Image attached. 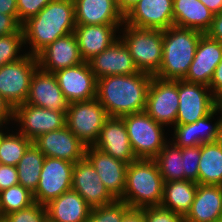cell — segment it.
Returning a JSON list of instances; mask_svg holds the SVG:
<instances>
[{
    "label": "cell",
    "instance_id": "obj_1",
    "mask_svg": "<svg viewBox=\"0 0 222 222\" xmlns=\"http://www.w3.org/2000/svg\"><path fill=\"white\" fill-rule=\"evenodd\" d=\"M151 74L138 71L131 75L105 76L97 80L96 99L109 117H122L145 110Z\"/></svg>",
    "mask_w": 222,
    "mask_h": 222
},
{
    "label": "cell",
    "instance_id": "obj_2",
    "mask_svg": "<svg viewBox=\"0 0 222 222\" xmlns=\"http://www.w3.org/2000/svg\"><path fill=\"white\" fill-rule=\"evenodd\" d=\"M76 26L74 0H51L37 15L22 24L27 54L37 56L60 37L74 32Z\"/></svg>",
    "mask_w": 222,
    "mask_h": 222
},
{
    "label": "cell",
    "instance_id": "obj_3",
    "mask_svg": "<svg viewBox=\"0 0 222 222\" xmlns=\"http://www.w3.org/2000/svg\"><path fill=\"white\" fill-rule=\"evenodd\" d=\"M204 33L177 26L163 30L162 62L154 75L164 80H182L191 65Z\"/></svg>",
    "mask_w": 222,
    "mask_h": 222
},
{
    "label": "cell",
    "instance_id": "obj_4",
    "mask_svg": "<svg viewBox=\"0 0 222 222\" xmlns=\"http://www.w3.org/2000/svg\"><path fill=\"white\" fill-rule=\"evenodd\" d=\"M164 180L154 159H137L127 166L123 197L131 209L160 206Z\"/></svg>",
    "mask_w": 222,
    "mask_h": 222
},
{
    "label": "cell",
    "instance_id": "obj_5",
    "mask_svg": "<svg viewBox=\"0 0 222 222\" xmlns=\"http://www.w3.org/2000/svg\"><path fill=\"white\" fill-rule=\"evenodd\" d=\"M123 26L120 38L129 49L135 67L154 76L162 62L163 30Z\"/></svg>",
    "mask_w": 222,
    "mask_h": 222
},
{
    "label": "cell",
    "instance_id": "obj_6",
    "mask_svg": "<svg viewBox=\"0 0 222 222\" xmlns=\"http://www.w3.org/2000/svg\"><path fill=\"white\" fill-rule=\"evenodd\" d=\"M126 125L132 150L137 159H154L164 148L163 125L157 123L145 111L121 117Z\"/></svg>",
    "mask_w": 222,
    "mask_h": 222
},
{
    "label": "cell",
    "instance_id": "obj_7",
    "mask_svg": "<svg viewBox=\"0 0 222 222\" xmlns=\"http://www.w3.org/2000/svg\"><path fill=\"white\" fill-rule=\"evenodd\" d=\"M108 118L97 99L71 102L66 110V126L86 147L94 146Z\"/></svg>",
    "mask_w": 222,
    "mask_h": 222
},
{
    "label": "cell",
    "instance_id": "obj_8",
    "mask_svg": "<svg viewBox=\"0 0 222 222\" xmlns=\"http://www.w3.org/2000/svg\"><path fill=\"white\" fill-rule=\"evenodd\" d=\"M37 67V56L31 54L0 67V95L13 109L25 103L31 77Z\"/></svg>",
    "mask_w": 222,
    "mask_h": 222
},
{
    "label": "cell",
    "instance_id": "obj_9",
    "mask_svg": "<svg viewBox=\"0 0 222 222\" xmlns=\"http://www.w3.org/2000/svg\"><path fill=\"white\" fill-rule=\"evenodd\" d=\"M178 108V80H164L152 76L144 111L163 126H175Z\"/></svg>",
    "mask_w": 222,
    "mask_h": 222
},
{
    "label": "cell",
    "instance_id": "obj_10",
    "mask_svg": "<svg viewBox=\"0 0 222 222\" xmlns=\"http://www.w3.org/2000/svg\"><path fill=\"white\" fill-rule=\"evenodd\" d=\"M74 163L45 157L38 186L33 193L34 201L46 205L64 192L72 189Z\"/></svg>",
    "mask_w": 222,
    "mask_h": 222
},
{
    "label": "cell",
    "instance_id": "obj_11",
    "mask_svg": "<svg viewBox=\"0 0 222 222\" xmlns=\"http://www.w3.org/2000/svg\"><path fill=\"white\" fill-rule=\"evenodd\" d=\"M178 95L179 108L175 125L194 123L216 108V98L208 86L178 80Z\"/></svg>",
    "mask_w": 222,
    "mask_h": 222
},
{
    "label": "cell",
    "instance_id": "obj_12",
    "mask_svg": "<svg viewBox=\"0 0 222 222\" xmlns=\"http://www.w3.org/2000/svg\"><path fill=\"white\" fill-rule=\"evenodd\" d=\"M13 120L21 126L19 133L33 141L41 134L66 126V112L23 103L14 108Z\"/></svg>",
    "mask_w": 222,
    "mask_h": 222
},
{
    "label": "cell",
    "instance_id": "obj_13",
    "mask_svg": "<svg viewBox=\"0 0 222 222\" xmlns=\"http://www.w3.org/2000/svg\"><path fill=\"white\" fill-rule=\"evenodd\" d=\"M54 75L69 103L96 99L97 79L88 62L60 69Z\"/></svg>",
    "mask_w": 222,
    "mask_h": 222
},
{
    "label": "cell",
    "instance_id": "obj_14",
    "mask_svg": "<svg viewBox=\"0 0 222 222\" xmlns=\"http://www.w3.org/2000/svg\"><path fill=\"white\" fill-rule=\"evenodd\" d=\"M124 24L137 28L168 29L174 26L173 0H139L124 15Z\"/></svg>",
    "mask_w": 222,
    "mask_h": 222
},
{
    "label": "cell",
    "instance_id": "obj_15",
    "mask_svg": "<svg viewBox=\"0 0 222 222\" xmlns=\"http://www.w3.org/2000/svg\"><path fill=\"white\" fill-rule=\"evenodd\" d=\"M72 190L76 191L91 208L104 206L116 200L85 157L74 163Z\"/></svg>",
    "mask_w": 222,
    "mask_h": 222
},
{
    "label": "cell",
    "instance_id": "obj_16",
    "mask_svg": "<svg viewBox=\"0 0 222 222\" xmlns=\"http://www.w3.org/2000/svg\"><path fill=\"white\" fill-rule=\"evenodd\" d=\"M34 145L45 155L75 163L85 157L86 146L67 127L39 135Z\"/></svg>",
    "mask_w": 222,
    "mask_h": 222
},
{
    "label": "cell",
    "instance_id": "obj_17",
    "mask_svg": "<svg viewBox=\"0 0 222 222\" xmlns=\"http://www.w3.org/2000/svg\"><path fill=\"white\" fill-rule=\"evenodd\" d=\"M85 158L96 169L109 193L116 200H120L123 197L126 186L128 164L122 160L113 158L111 155L94 146L86 147Z\"/></svg>",
    "mask_w": 222,
    "mask_h": 222
},
{
    "label": "cell",
    "instance_id": "obj_18",
    "mask_svg": "<svg viewBox=\"0 0 222 222\" xmlns=\"http://www.w3.org/2000/svg\"><path fill=\"white\" fill-rule=\"evenodd\" d=\"M25 103L57 112H66L69 106L54 73L44 71L39 66L31 77Z\"/></svg>",
    "mask_w": 222,
    "mask_h": 222
},
{
    "label": "cell",
    "instance_id": "obj_19",
    "mask_svg": "<svg viewBox=\"0 0 222 222\" xmlns=\"http://www.w3.org/2000/svg\"><path fill=\"white\" fill-rule=\"evenodd\" d=\"M88 63L97 80L105 76L131 75L138 72L129 49L120 37Z\"/></svg>",
    "mask_w": 222,
    "mask_h": 222
},
{
    "label": "cell",
    "instance_id": "obj_20",
    "mask_svg": "<svg viewBox=\"0 0 222 222\" xmlns=\"http://www.w3.org/2000/svg\"><path fill=\"white\" fill-rule=\"evenodd\" d=\"M221 60L222 43L203 34L198 42L194 59L182 80L209 87L215 68Z\"/></svg>",
    "mask_w": 222,
    "mask_h": 222
},
{
    "label": "cell",
    "instance_id": "obj_21",
    "mask_svg": "<svg viewBox=\"0 0 222 222\" xmlns=\"http://www.w3.org/2000/svg\"><path fill=\"white\" fill-rule=\"evenodd\" d=\"M37 59L38 66L51 73L85 62L74 32L50 43L37 55Z\"/></svg>",
    "mask_w": 222,
    "mask_h": 222
},
{
    "label": "cell",
    "instance_id": "obj_22",
    "mask_svg": "<svg viewBox=\"0 0 222 222\" xmlns=\"http://www.w3.org/2000/svg\"><path fill=\"white\" fill-rule=\"evenodd\" d=\"M94 147L127 164L137 160L121 117H109L105 121Z\"/></svg>",
    "mask_w": 222,
    "mask_h": 222
},
{
    "label": "cell",
    "instance_id": "obj_23",
    "mask_svg": "<svg viewBox=\"0 0 222 222\" xmlns=\"http://www.w3.org/2000/svg\"><path fill=\"white\" fill-rule=\"evenodd\" d=\"M122 25H76L74 35L83 60L88 62L116 41L119 38L116 37V31Z\"/></svg>",
    "mask_w": 222,
    "mask_h": 222
},
{
    "label": "cell",
    "instance_id": "obj_24",
    "mask_svg": "<svg viewBox=\"0 0 222 222\" xmlns=\"http://www.w3.org/2000/svg\"><path fill=\"white\" fill-rule=\"evenodd\" d=\"M76 25L124 24L117 0H74Z\"/></svg>",
    "mask_w": 222,
    "mask_h": 222
},
{
    "label": "cell",
    "instance_id": "obj_25",
    "mask_svg": "<svg viewBox=\"0 0 222 222\" xmlns=\"http://www.w3.org/2000/svg\"><path fill=\"white\" fill-rule=\"evenodd\" d=\"M222 219V186L198 184L184 222H219Z\"/></svg>",
    "mask_w": 222,
    "mask_h": 222
},
{
    "label": "cell",
    "instance_id": "obj_26",
    "mask_svg": "<svg viewBox=\"0 0 222 222\" xmlns=\"http://www.w3.org/2000/svg\"><path fill=\"white\" fill-rule=\"evenodd\" d=\"M219 112L215 108L209 115L197 120L194 123L175 125L173 143L180 147L198 146L204 143L216 142L217 134L222 123V117L216 121L212 126L210 120L214 118V114ZM175 141V142H174Z\"/></svg>",
    "mask_w": 222,
    "mask_h": 222
},
{
    "label": "cell",
    "instance_id": "obj_27",
    "mask_svg": "<svg viewBox=\"0 0 222 222\" xmlns=\"http://www.w3.org/2000/svg\"><path fill=\"white\" fill-rule=\"evenodd\" d=\"M45 206L47 217L53 222H86L92 209L72 189L51 200Z\"/></svg>",
    "mask_w": 222,
    "mask_h": 222
},
{
    "label": "cell",
    "instance_id": "obj_28",
    "mask_svg": "<svg viewBox=\"0 0 222 222\" xmlns=\"http://www.w3.org/2000/svg\"><path fill=\"white\" fill-rule=\"evenodd\" d=\"M214 14L200 0H173L174 26L206 33Z\"/></svg>",
    "mask_w": 222,
    "mask_h": 222
},
{
    "label": "cell",
    "instance_id": "obj_29",
    "mask_svg": "<svg viewBox=\"0 0 222 222\" xmlns=\"http://www.w3.org/2000/svg\"><path fill=\"white\" fill-rule=\"evenodd\" d=\"M197 186L198 184L191 180L164 182L160 206L185 217L194 201Z\"/></svg>",
    "mask_w": 222,
    "mask_h": 222
},
{
    "label": "cell",
    "instance_id": "obj_30",
    "mask_svg": "<svg viewBox=\"0 0 222 222\" xmlns=\"http://www.w3.org/2000/svg\"><path fill=\"white\" fill-rule=\"evenodd\" d=\"M198 184L222 186V148L216 142L201 145Z\"/></svg>",
    "mask_w": 222,
    "mask_h": 222
},
{
    "label": "cell",
    "instance_id": "obj_31",
    "mask_svg": "<svg viewBox=\"0 0 222 222\" xmlns=\"http://www.w3.org/2000/svg\"><path fill=\"white\" fill-rule=\"evenodd\" d=\"M45 155L32 143L17 164L19 184L34 193L40 179Z\"/></svg>",
    "mask_w": 222,
    "mask_h": 222
},
{
    "label": "cell",
    "instance_id": "obj_32",
    "mask_svg": "<svg viewBox=\"0 0 222 222\" xmlns=\"http://www.w3.org/2000/svg\"><path fill=\"white\" fill-rule=\"evenodd\" d=\"M154 160L164 182L184 180L182 151L173 142L168 141Z\"/></svg>",
    "mask_w": 222,
    "mask_h": 222
},
{
    "label": "cell",
    "instance_id": "obj_33",
    "mask_svg": "<svg viewBox=\"0 0 222 222\" xmlns=\"http://www.w3.org/2000/svg\"><path fill=\"white\" fill-rule=\"evenodd\" d=\"M32 140L21 133L3 135L0 141V164L17 166Z\"/></svg>",
    "mask_w": 222,
    "mask_h": 222
},
{
    "label": "cell",
    "instance_id": "obj_34",
    "mask_svg": "<svg viewBox=\"0 0 222 222\" xmlns=\"http://www.w3.org/2000/svg\"><path fill=\"white\" fill-rule=\"evenodd\" d=\"M33 193L18 184L0 191V221L8 214L33 204Z\"/></svg>",
    "mask_w": 222,
    "mask_h": 222
},
{
    "label": "cell",
    "instance_id": "obj_35",
    "mask_svg": "<svg viewBox=\"0 0 222 222\" xmlns=\"http://www.w3.org/2000/svg\"><path fill=\"white\" fill-rule=\"evenodd\" d=\"M131 208L122 200L92 208L86 222H122Z\"/></svg>",
    "mask_w": 222,
    "mask_h": 222
},
{
    "label": "cell",
    "instance_id": "obj_36",
    "mask_svg": "<svg viewBox=\"0 0 222 222\" xmlns=\"http://www.w3.org/2000/svg\"><path fill=\"white\" fill-rule=\"evenodd\" d=\"M23 44H25V40L22 28L16 33L0 36V67L26 56L27 53L23 55L17 54H20V49L23 47Z\"/></svg>",
    "mask_w": 222,
    "mask_h": 222
},
{
    "label": "cell",
    "instance_id": "obj_37",
    "mask_svg": "<svg viewBox=\"0 0 222 222\" xmlns=\"http://www.w3.org/2000/svg\"><path fill=\"white\" fill-rule=\"evenodd\" d=\"M47 218L46 206L34 202L26 208L6 215L0 222H44Z\"/></svg>",
    "mask_w": 222,
    "mask_h": 222
},
{
    "label": "cell",
    "instance_id": "obj_38",
    "mask_svg": "<svg viewBox=\"0 0 222 222\" xmlns=\"http://www.w3.org/2000/svg\"><path fill=\"white\" fill-rule=\"evenodd\" d=\"M184 165V180L195 181L198 184V169L201 156V145L181 148Z\"/></svg>",
    "mask_w": 222,
    "mask_h": 222
},
{
    "label": "cell",
    "instance_id": "obj_39",
    "mask_svg": "<svg viewBox=\"0 0 222 222\" xmlns=\"http://www.w3.org/2000/svg\"><path fill=\"white\" fill-rule=\"evenodd\" d=\"M145 222H184V217L161 206L145 207L139 209Z\"/></svg>",
    "mask_w": 222,
    "mask_h": 222
},
{
    "label": "cell",
    "instance_id": "obj_40",
    "mask_svg": "<svg viewBox=\"0 0 222 222\" xmlns=\"http://www.w3.org/2000/svg\"><path fill=\"white\" fill-rule=\"evenodd\" d=\"M51 0H16L18 21L23 24L37 15Z\"/></svg>",
    "mask_w": 222,
    "mask_h": 222
},
{
    "label": "cell",
    "instance_id": "obj_41",
    "mask_svg": "<svg viewBox=\"0 0 222 222\" xmlns=\"http://www.w3.org/2000/svg\"><path fill=\"white\" fill-rule=\"evenodd\" d=\"M18 184L17 167L0 164V191Z\"/></svg>",
    "mask_w": 222,
    "mask_h": 222
},
{
    "label": "cell",
    "instance_id": "obj_42",
    "mask_svg": "<svg viewBox=\"0 0 222 222\" xmlns=\"http://www.w3.org/2000/svg\"><path fill=\"white\" fill-rule=\"evenodd\" d=\"M22 28L18 21V15H6L0 13V36L16 33Z\"/></svg>",
    "mask_w": 222,
    "mask_h": 222
},
{
    "label": "cell",
    "instance_id": "obj_43",
    "mask_svg": "<svg viewBox=\"0 0 222 222\" xmlns=\"http://www.w3.org/2000/svg\"><path fill=\"white\" fill-rule=\"evenodd\" d=\"M205 34L222 43V12L214 15L211 26Z\"/></svg>",
    "mask_w": 222,
    "mask_h": 222
},
{
    "label": "cell",
    "instance_id": "obj_44",
    "mask_svg": "<svg viewBox=\"0 0 222 222\" xmlns=\"http://www.w3.org/2000/svg\"><path fill=\"white\" fill-rule=\"evenodd\" d=\"M209 88L215 98H217L222 93V60L215 68Z\"/></svg>",
    "mask_w": 222,
    "mask_h": 222
},
{
    "label": "cell",
    "instance_id": "obj_45",
    "mask_svg": "<svg viewBox=\"0 0 222 222\" xmlns=\"http://www.w3.org/2000/svg\"><path fill=\"white\" fill-rule=\"evenodd\" d=\"M14 109L12 106L0 95V125L13 120Z\"/></svg>",
    "mask_w": 222,
    "mask_h": 222
},
{
    "label": "cell",
    "instance_id": "obj_46",
    "mask_svg": "<svg viewBox=\"0 0 222 222\" xmlns=\"http://www.w3.org/2000/svg\"><path fill=\"white\" fill-rule=\"evenodd\" d=\"M0 13L6 15H18L16 0H0Z\"/></svg>",
    "mask_w": 222,
    "mask_h": 222
},
{
    "label": "cell",
    "instance_id": "obj_47",
    "mask_svg": "<svg viewBox=\"0 0 222 222\" xmlns=\"http://www.w3.org/2000/svg\"><path fill=\"white\" fill-rule=\"evenodd\" d=\"M122 222H145L144 215L139 209H131L123 218Z\"/></svg>",
    "mask_w": 222,
    "mask_h": 222
},
{
    "label": "cell",
    "instance_id": "obj_48",
    "mask_svg": "<svg viewBox=\"0 0 222 222\" xmlns=\"http://www.w3.org/2000/svg\"><path fill=\"white\" fill-rule=\"evenodd\" d=\"M214 15L222 12V0H200Z\"/></svg>",
    "mask_w": 222,
    "mask_h": 222
},
{
    "label": "cell",
    "instance_id": "obj_49",
    "mask_svg": "<svg viewBox=\"0 0 222 222\" xmlns=\"http://www.w3.org/2000/svg\"><path fill=\"white\" fill-rule=\"evenodd\" d=\"M139 0H117L119 10L125 15Z\"/></svg>",
    "mask_w": 222,
    "mask_h": 222
},
{
    "label": "cell",
    "instance_id": "obj_50",
    "mask_svg": "<svg viewBox=\"0 0 222 222\" xmlns=\"http://www.w3.org/2000/svg\"><path fill=\"white\" fill-rule=\"evenodd\" d=\"M216 143L222 148V123L219 129V133L217 134Z\"/></svg>",
    "mask_w": 222,
    "mask_h": 222
},
{
    "label": "cell",
    "instance_id": "obj_51",
    "mask_svg": "<svg viewBox=\"0 0 222 222\" xmlns=\"http://www.w3.org/2000/svg\"><path fill=\"white\" fill-rule=\"evenodd\" d=\"M216 108L221 111V117H222V102H216Z\"/></svg>",
    "mask_w": 222,
    "mask_h": 222
},
{
    "label": "cell",
    "instance_id": "obj_52",
    "mask_svg": "<svg viewBox=\"0 0 222 222\" xmlns=\"http://www.w3.org/2000/svg\"><path fill=\"white\" fill-rule=\"evenodd\" d=\"M216 102H222V93L216 98Z\"/></svg>",
    "mask_w": 222,
    "mask_h": 222
},
{
    "label": "cell",
    "instance_id": "obj_53",
    "mask_svg": "<svg viewBox=\"0 0 222 222\" xmlns=\"http://www.w3.org/2000/svg\"><path fill=\"white\" fill-rule=\"evenodd\" d=\"M2 126L3 125H0V141H1L2 137H3V135L5 134V133L2 132V129H1Z\"/></svg>",
    "mask_w": 222,
    "mask_h": 222
},
{
    "label": "cell",
    "instance_id": "obj_54",
    "mask_svg": "<svg viewBox=\"0 0 222 222\" xmlns=\"http://www.w3.org/2000/svg\"><path fill=\"white\" fill-rule=\"evenodd\" d=\"M44 222H53L49 218H47Z\"/></svg>",
    "mask_w": 222,
    "mask_h": 222
}]
</instances>
